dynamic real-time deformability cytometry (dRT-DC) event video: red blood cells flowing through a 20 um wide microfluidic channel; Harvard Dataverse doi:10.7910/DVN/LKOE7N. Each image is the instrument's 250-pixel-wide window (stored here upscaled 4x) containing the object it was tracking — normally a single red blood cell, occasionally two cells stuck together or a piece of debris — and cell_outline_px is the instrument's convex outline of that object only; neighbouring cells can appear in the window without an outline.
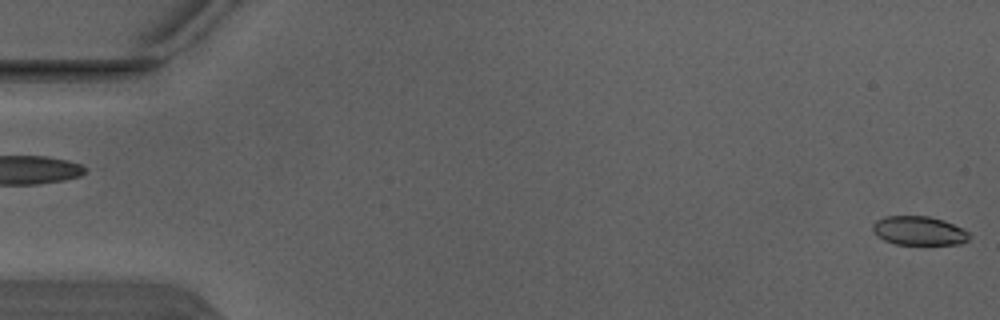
{"species": "Egyptian fruit bat (a non-hibernating species)", "species_latin": "Rousettus aegyptiacus", "temperature_condition": "warm", "stored_images_in_passage": 5, "segment_of_instrument_passage": [2, 2], "camera_frame_rate_fps": 3000, "um_per_image_px": 0.085, "animal": {"sex": "male"}, "frame": {"image": 1, "passage_image": 5, "time_ms": 1.333, "image_size_px": [1000, 320], "cell_outline_px": [[972, 236], [968, 240], [960, 244], [896, 244], [884, 240], [876, 236], [872, 228], [872, 224], [876, 220], [884, 216], [928, 216], [944, 220], [964, 228]], "centroid_in_image_um": [78.12, 19.61], "position_along_channel_um": 6.9, "area_um2": 16.47}}